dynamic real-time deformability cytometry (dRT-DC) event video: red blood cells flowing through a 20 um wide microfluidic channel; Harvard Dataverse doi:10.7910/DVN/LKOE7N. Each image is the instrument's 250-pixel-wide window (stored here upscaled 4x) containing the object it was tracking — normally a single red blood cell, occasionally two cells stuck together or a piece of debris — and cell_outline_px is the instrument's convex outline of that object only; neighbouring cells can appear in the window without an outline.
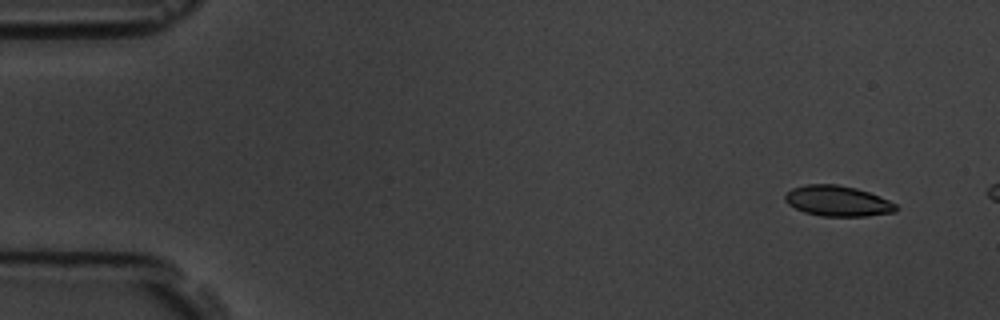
{"species": "common noctule bat (a hibernating species)", "species_latin": "Nyctalus noctula", "temperature_condition": "room temperature", "stored_images_in_passage": 4, "camera_frame_rate_fps": 3000, "um_per_image_px": 0.085, "animal": {"sex": "male", "body_mass_g": 19.5, "forearm_length_mm": 54.6}, "frame": {"image": 1, "passage_image": 1, "time_ms": 0.0, "image_size_px": [1000, 320], "cell_outline_px": [[900, 208], [896, 212], [868, 216], [820, 216], [804, 212], [788, 204], [784, 200], [784, 196], [792, 188], [808, 184], [836, 184], [856, 188], [880, 196], [896, 204]], "centroid_in_image_um": [71.22, 17.09], "position_along_channel_um": 13.8, "area_um2": 19.83}}